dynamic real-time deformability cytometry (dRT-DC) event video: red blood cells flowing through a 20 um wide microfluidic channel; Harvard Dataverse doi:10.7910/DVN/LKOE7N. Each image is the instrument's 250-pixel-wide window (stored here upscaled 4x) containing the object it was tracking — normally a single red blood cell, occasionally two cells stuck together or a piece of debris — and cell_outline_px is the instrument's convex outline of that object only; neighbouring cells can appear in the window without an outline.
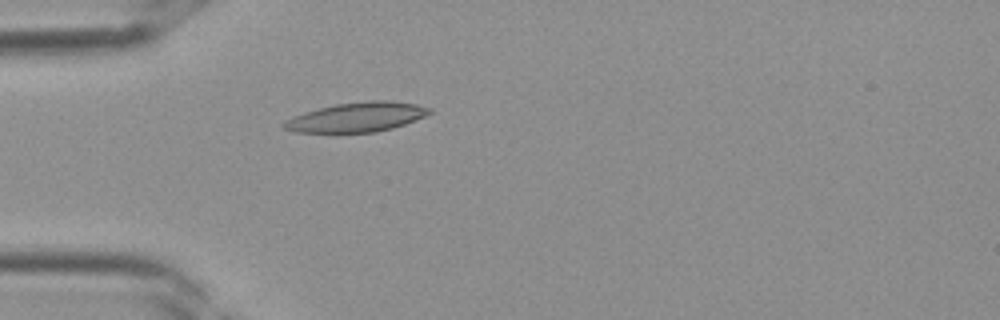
{"species": "Egyptian fruit bat (a non-hibernating species)", "species_latin": "Rousettus aegyptiacus", "temperature_condition": "room temperature", "stored_images_in_passage": 31, "camera_frame_rate_fps": 3000, "um_per_image_px": 0.085, "frame": {"image": 1, "passage_image": 5, "time_ms": 1.333, "image_size_px": [1000, 320], "cell_outline_px": [[432, 112], [416, 120], [392, 128], [376, 132], [336, 136], [296, 132], [284, 128], [280, 124], [284, 120], [304, 112], [336, 104], [368, 100], [388, 100], [416, 104], [432, 108]], "centroid_in_image_um": [30.25, 10.01], "position_along_channel_um": 54.7, "area_um2": 26.13}}
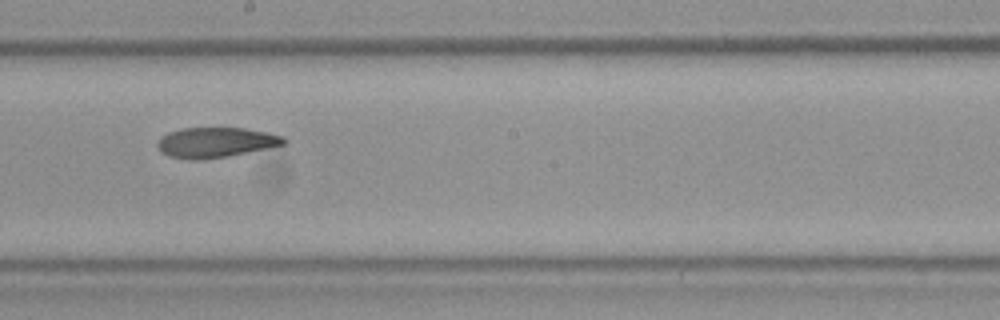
{"frame": {"image": 2, "passage_image": 15, "time_ms": 4.667, "image_size_px": [1000, 320], "cell_outline_px": [[288, 144], [228, 156], [200, 160], [192, 160], [168, 156], [160, 152], [156, 144], [160, 136], [168, 132], [180, 128], [244, 128], [268, 132], [284, 136], [288, 140]], "centroid_in_image_um": [18.34, 12.1], "position_along_channel_um": 229.9, "area_um2": 22.54}}
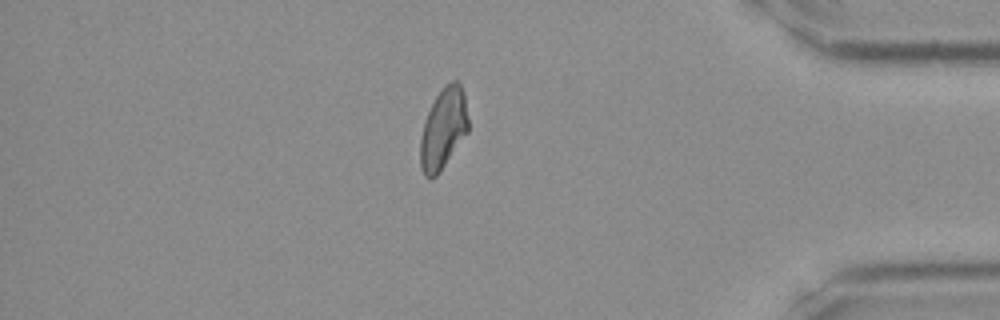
{"frame": {"image": 3, "passage_image": 26, "time_ms": 8.333, "image_size_px": [1000, 320], "cell_outline_px": [[468, 132], [436, 176], [432, 180], [428, 180], [424, 176], [420, 168], [420, 140], [424, 120], [436, 96], [444, 84], [452, 80], [460, 80], [464, 96], [468, 120]], "centroid_in_image_um": [37.66, 10.94], "position_along_channel_um": 397.5, "area_um2": 22.72}}